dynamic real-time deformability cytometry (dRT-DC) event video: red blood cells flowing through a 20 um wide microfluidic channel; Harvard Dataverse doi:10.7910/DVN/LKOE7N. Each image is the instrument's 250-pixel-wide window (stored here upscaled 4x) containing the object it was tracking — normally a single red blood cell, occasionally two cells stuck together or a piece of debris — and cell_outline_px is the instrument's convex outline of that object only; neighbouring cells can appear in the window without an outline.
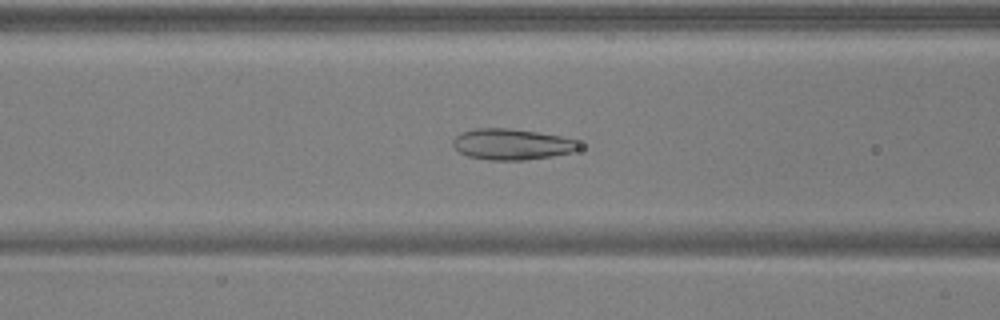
{"species": "common noctule bat (a hibernating species)", "species_latin": "Nyctalus noctula", "temperature_condition": "warm", "stored_images_in_passage": 38, "camera_frame_rate_fps": 3000, "um_per_image_px": 0.085, "animal": {"sex": "male", "body_mass_g": 17.9, "forearm_length_mm": 54.2}, "frame": {"image": 1, "passage_image": 8, "time_ms": 2.333, "image_size_px": [1000, 320], "cell_outline_px": [[580, 148], [572, 152], [552, 156], [524, 160], [488, 160], [468, 156], [460, 152], [452, 144], [452, 140], [456, 136], [464, 132], [476, 128], [508, 128], [536, 132], [560, 136], [576, 140]], "centroid_in_image_um": [43.49, 12.27], "position_along_channel_um": 123.1, "area_um2": 22.54}}
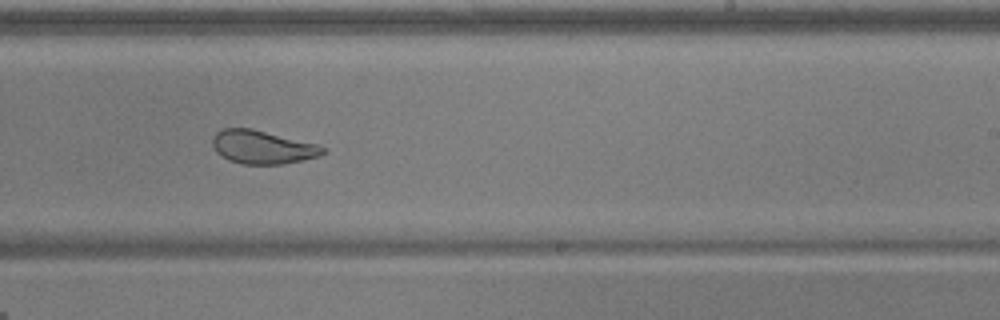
{"frame": {"image": 2, "passage_image": 19, "time_ms": 6.0, "image_size_px": [1000, 320], "cell_outline_px": [[328, 152], [320, 156], [304, 160], [284, 164], [244, 164], [228, 160], [216, 152], [212, 144], [212, 136], [216, 132], [224, 128], [252, 128], [320, 144], [328, 148]], "centroid_in_image_um": [22.37, 12.5], "position_along_channel_um": 266.6, "area_um2": 21.96}}
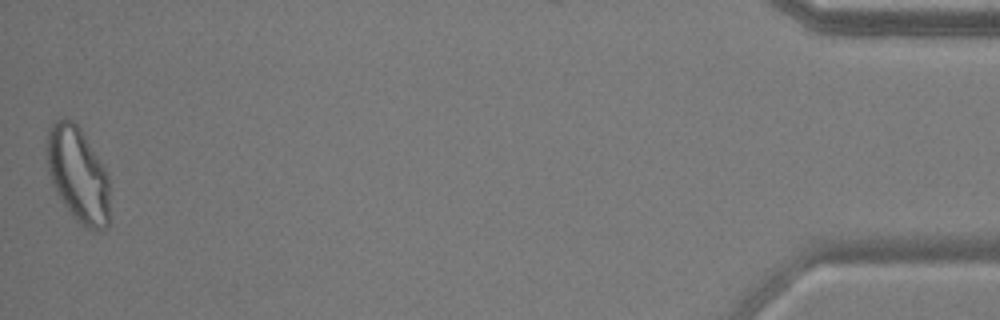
{"frame": {"image": 3, "passage_image": 38, "time_ms": 12.333, "image_size_px": [1000, 320], "cell_outline_px": [[108, 228], [96, 232], [92, 232], [76, 220], [72, 216], [56, 192], [52, 184], [48, 172], [48, 128], [56, 120], [64, 116], [72, 120], [80, 128], [104, 168], [108, 176]], "centroid_in_image_um": [6.62, 14.87], "position_along_channel_um": 428.6, "area_um2": 34.62}, "authors_computed_cell_mechanics": {"area_um2": 24.6228, "velocity_mm_per_s": 3.922, "shape_relaxation_time_tau1_ms": null, "shape_relaxation_time_tau2_ms": 0.856, "deformation_change_tau1": null, "deformation_change_tau2": 0.0676}}